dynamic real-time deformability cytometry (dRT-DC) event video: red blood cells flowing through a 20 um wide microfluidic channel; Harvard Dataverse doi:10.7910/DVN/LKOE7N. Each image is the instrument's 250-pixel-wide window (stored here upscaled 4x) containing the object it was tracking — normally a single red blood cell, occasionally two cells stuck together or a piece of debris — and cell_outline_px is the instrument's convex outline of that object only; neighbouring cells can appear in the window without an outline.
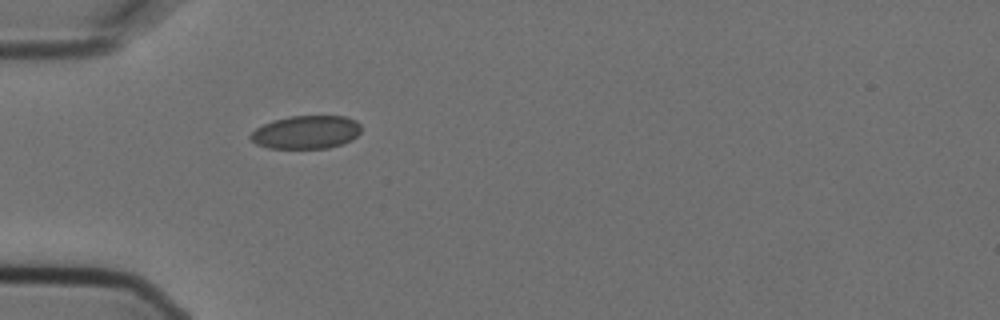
{"species": "Egyptian fruit bat (a non-hibernating species)", "species_latin": "Rousettus aegyptiacus", "temperature_condition": "cold", "stored_images_in_passage": 1, "camera_frame_rate_fps": 3000, "um_per_image_px": 0.085, "animal": {"sex": "female"}, "frame": {"image": 1, "passage_image": 1, "time_ms": 0.0, "image_size_px": [1000, 320], "cell_outline_px": [[360, 132], [352, 140], [328, 148], [268, 148], [256, 144], [248, 136], [256, 128], [272, 120], [288, 116], [344, 116], [356, 120], [360, 124]], "centroid_in_image_um": [26.01, 11.23], "position_along_channel_um": 59.0, "area_um2": 21.44}}